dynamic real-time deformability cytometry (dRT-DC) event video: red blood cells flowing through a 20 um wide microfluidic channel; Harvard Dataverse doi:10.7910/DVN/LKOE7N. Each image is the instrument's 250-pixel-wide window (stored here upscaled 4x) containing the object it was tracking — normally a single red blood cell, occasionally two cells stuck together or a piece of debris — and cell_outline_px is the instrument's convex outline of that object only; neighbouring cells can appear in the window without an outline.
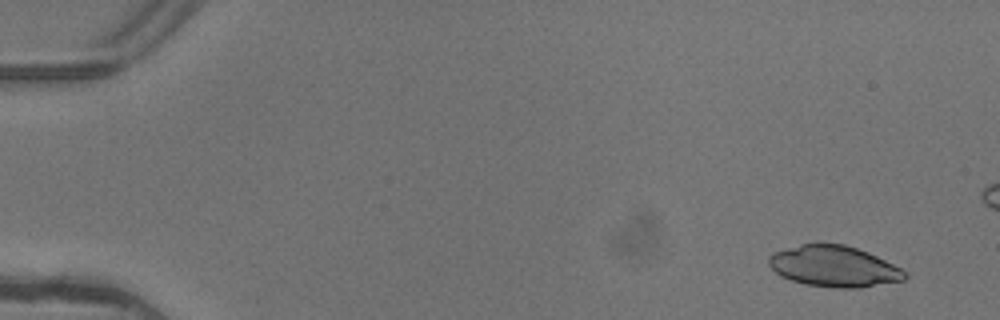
{"species": "common noctule bat (a hibernating species)", "species_latin": "Nyctalus noctula", "temperature_condition": "warm", "stored_images_in_passage": 6, "camera_frame_rate_fps": 3000, "um_per_image_px": 0.085, "animal": {"sex": "female"}, "frame": {"image": 1, "passage_image": 1, "time_ms": 0.0, "image_size_px": [1000, 320], "cell_outline_px": [[908, 276], [904, 280], [860, 288], [836, 288], [808, 284], [792, 280], [780, 276], [768, 264], [768, 256], [772, 252], [800, 244], [844, 244], [868, 252], [900, 268]], "centroid_in_image_um": [70.86, 22.64], "position_along_channel_um": 14.1, "area_um2": 32.31}}